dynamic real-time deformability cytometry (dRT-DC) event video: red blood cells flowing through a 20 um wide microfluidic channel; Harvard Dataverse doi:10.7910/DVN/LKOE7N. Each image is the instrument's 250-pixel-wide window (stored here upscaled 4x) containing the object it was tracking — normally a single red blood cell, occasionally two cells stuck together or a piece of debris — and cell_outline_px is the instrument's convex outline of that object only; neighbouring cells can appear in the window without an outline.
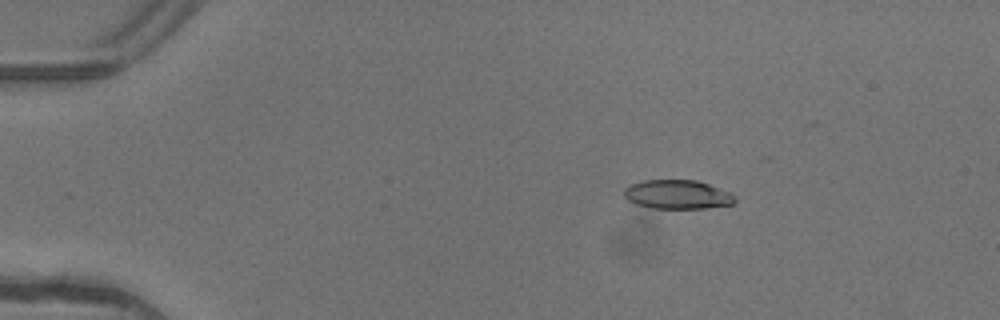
{"species": "common noctule bat (a hibernating species)", "species_latin": "Nyctalus noctula", "temperature_condition": "warm", "stored_images_in_passage": 4, "camera_frame_rate_fps": 3000, "um_per_image_px": 0.085, "animal": {"sex": "female"}, "frame": {"image": 1, "passage_image": 2, "time_ms": 0.333, "image_size_px": [1000, 320], "cell_outline_px": [[736, 200], [732, 204], [704, 208], [652, 208], [636, 204], [628, 200], [624, 196], [624, 188], [632, 184], [644, 180], [696, 180], [732, 192], [736, 196]], "centroid_in_image_um": [57.6, 16.53], "position_along_channel_um": 27.4, "area_um2": 18.73}}
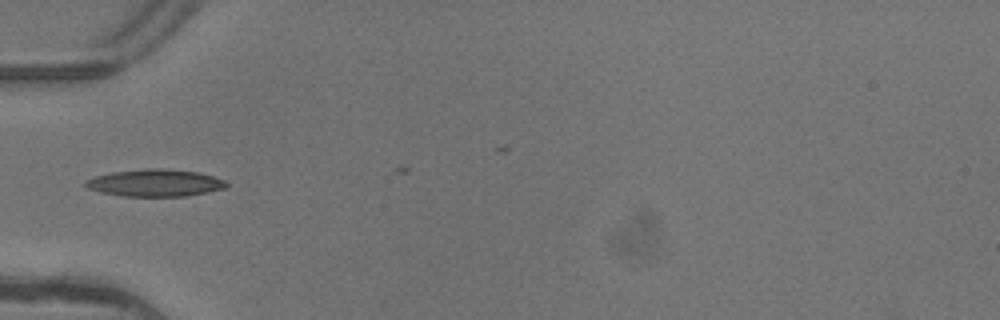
{"frame": {"image": 2, "passage_image": 4, "time_ms": 1.0, "image_size_px": [1000, 320], "cell_outline_px": [[228, 188], [188, 196], [124, 196], [100, 192], [88, 188], [84, 184], [84, 180], [96, 176], [112, 172], [144, 168], [156, 168], [196, 172], [212, 176], [224, 180], [228, 184]], "centroid_in_image_um": [13.18, 15.55], "position_along_channel_um": 71.8, "area_um2": 22.25}}